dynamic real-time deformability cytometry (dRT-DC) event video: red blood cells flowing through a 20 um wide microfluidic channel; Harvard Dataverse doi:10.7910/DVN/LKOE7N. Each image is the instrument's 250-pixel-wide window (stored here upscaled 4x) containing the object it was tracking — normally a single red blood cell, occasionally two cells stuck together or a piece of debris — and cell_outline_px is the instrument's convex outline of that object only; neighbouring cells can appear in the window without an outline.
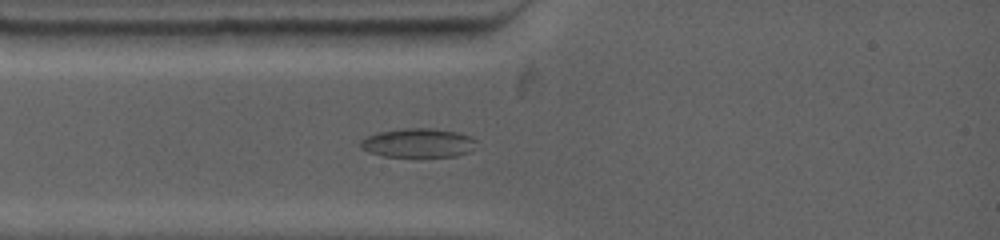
{"species": "common noctule bat (a hibernating species)", "species_latin": "Nyctalus noctula", "temperature_condition": "warm", "stored_images_in_passage": 56, "camera_frame_rate_fps": 4500, "um_per_image_px": 0.085, "animal": {"sex": "female", "body_mass_g": 19.0, "forearm_length_mm": 53.3}, "frame": {"image": 1, "passage_image": 6, "time_ms": 1.778, "image_size_px": [1000, 240], "cell_outline_px": [[476, 140], [468, 152], [456, 156], [384, 156], [368, 152], [360, 148], [360, 140], [376, 132], [404, 128], [432, 128], [456, 132], [472, 136]], "centroid_in_image_um": [35.49, 12.13], "position_along_channel_um": 49.5, "area_um2": 19.48}}
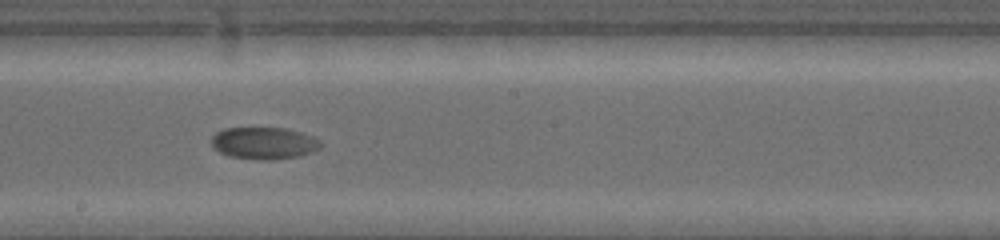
{"frame": {"image": 2, "passage_image": 23, "time_ms": 6.667, "image_size_px": [1000, 240], "cell_outline_px": [[324, 144], [320, 148], [312, 152], [300, 156], [272, 160], [260, 160], [228, 156], [220, 152], [208, 140], [216, 132], [224, 128], [288, 128], [312, 136], [320, 140]], "centroid_in_image_um": [22.45, 12.17], "position_along_channel_um": 225.7, "area_um2": 20.63}}
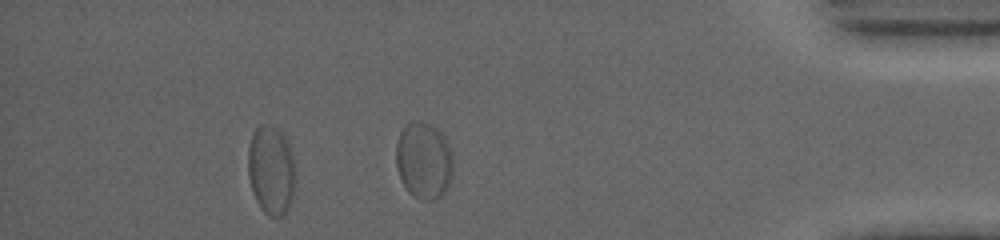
{"frame": {"image": 3, "passage_image": 50, "time_ms": 12.667, "image_size_px": [1000, 240], "cell_outline_px": [[296, 184], [288, 208], [280, 216], [272, 216], [264, 212], [256, 200], [252, 192], [248, 176], [248, 148], [252, 132], [260, 124], [264, 124], [276, 128], [288, 140], [296, 172]], "centroid_in_image_um": [23.05, 14.44], "position_along_channel_um": 412.2, "area_um2": 24.74}, "authors_computed_cell_mechanics": {"area_um2": 20.808, "velocity_mm_per_s": 3.6038, "shape_relaxation_time_tau1_ms": 7.902, "shape_relaxation_time_tau2_ms": null, "deformation_change_tau1": 0.0879, "deformation_change_tau2": null}}